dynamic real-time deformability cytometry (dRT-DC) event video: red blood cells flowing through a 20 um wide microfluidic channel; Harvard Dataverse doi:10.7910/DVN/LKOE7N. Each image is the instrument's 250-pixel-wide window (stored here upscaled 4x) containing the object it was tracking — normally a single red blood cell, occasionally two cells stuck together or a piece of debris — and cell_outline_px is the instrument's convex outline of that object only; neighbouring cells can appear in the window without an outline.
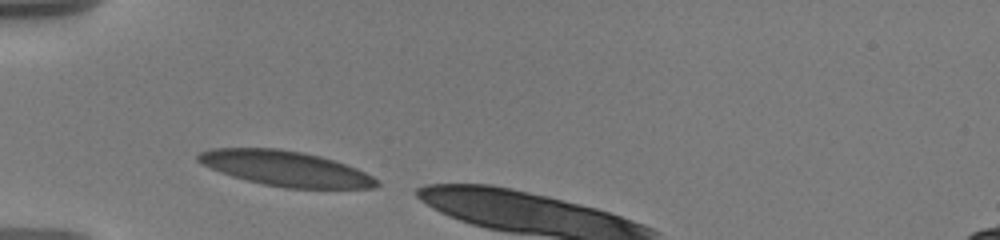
{"species": "human", "species_latin": "Homo sapiens", "temperature_condition": "warm", "stored_images_in_passage": 9, "camera_frame_rate_fps": 3000, "um_per_image_px": 0.085, "donor": {"sex": "male"}, "frame": {"image": 1, "passage_image": 1, "time_ms": 0.0, "image_size_px": [1000, 240], "cell_outline_px": [[380, 184], [372, 188], [284, 188], [264, 184], [232, 176], [220, 172], [196, 160], [196, 156], [200, 152], [208, 148], [280, 148], [304, 152], [320, 156], [356, 168], [380, 180]], "centroid_in_image_um": [24.26, 14.31], "position_along_channel_um": 60.7, "area_um2": 36.41}}
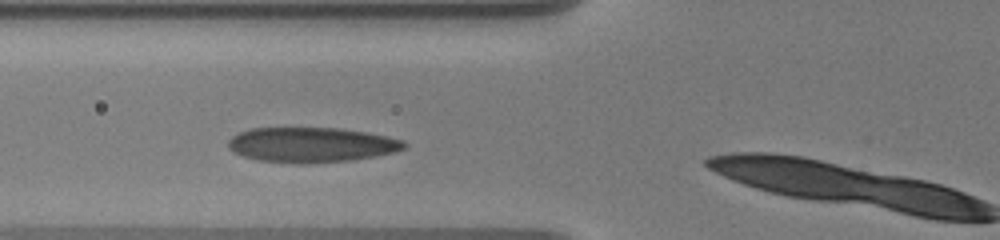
{"frame": {"image": 2, "passage_image": 5, "time_ms": 1.333, "image_size_px": [1000, 240], "cell_outline_px": [[408, 144], [404, 148], [396, 152], [348, 160], [308, 164], [292, 164], [256, 160], [244, 156], [228, 148], [228, 140], [232, 136], [240, 132], [252, 128], [340, 128], [388, 136], [404, 140]], "centroid_in_image_um": [26.46, 12.31], "position_along_channel_um": 99.3, "area_um2": 35.95}}
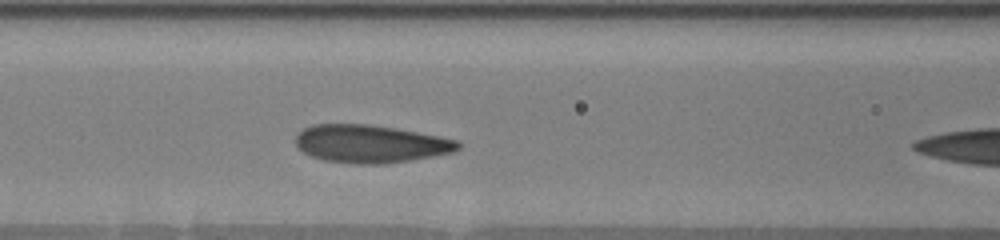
{"frame": {"image": 3, "passage_image": 8, "time_ms": 2.333, "image_size_px": [1000, 240], "cell_outline_px": [[460, 148], [452, 152], [412, 160], [384, 164], [352, 164], [324, 160], [312, 156], [304, 152], [296, 144], [296, 132], [312, 124], [368, 124], [396, 128], [456, 140], [460, 144]], "centroid_in_image_um": [31.45, 12.22], "position_along_channel_um": 135.2, "area_um2": 35.72}}